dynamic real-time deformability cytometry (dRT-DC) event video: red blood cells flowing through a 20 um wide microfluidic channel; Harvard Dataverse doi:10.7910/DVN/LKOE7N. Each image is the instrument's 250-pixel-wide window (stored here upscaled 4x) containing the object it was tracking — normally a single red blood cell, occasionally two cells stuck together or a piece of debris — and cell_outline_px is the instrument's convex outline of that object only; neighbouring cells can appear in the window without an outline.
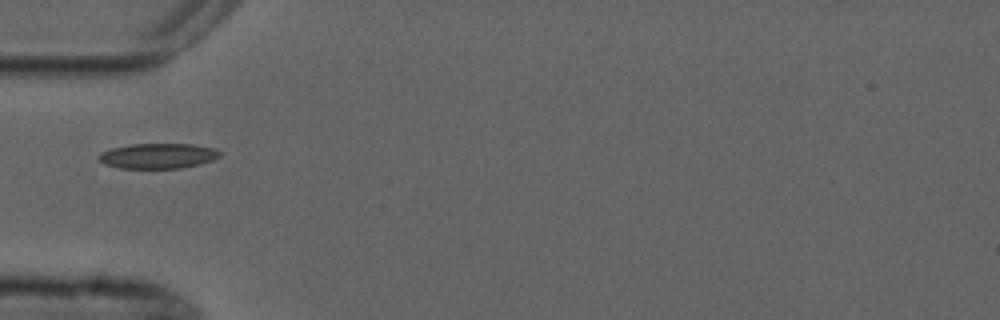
{"species": "common noctule bat (a hibernating species)", "species_latin": "Nyctalus noctula", "temperature_condition": "cold", "stored_images_in_passage": 1, "camera_frame_rate_fps": 3000, "um_per_image_px": 0.085, "animal": {"sex": "male", "forearm_length_mm": 52.5}, "frame": {"image": 1, "passage_image": 1, "time_ms": 0.0, "image_size_px": [1000, 320], "cell_outline_px": [[224, 152], [220, 156], [212, 160], [200, 164], [180, 168], [120, 168], [104, 164], [96, 156], [100, 152], [112, 148], [132, 144], [192, 144], [216, 148]], "centroid_in_image_um": [13.45, 13.24], "position_along_channel_um": 71.5, "area_um2": 17.92}}